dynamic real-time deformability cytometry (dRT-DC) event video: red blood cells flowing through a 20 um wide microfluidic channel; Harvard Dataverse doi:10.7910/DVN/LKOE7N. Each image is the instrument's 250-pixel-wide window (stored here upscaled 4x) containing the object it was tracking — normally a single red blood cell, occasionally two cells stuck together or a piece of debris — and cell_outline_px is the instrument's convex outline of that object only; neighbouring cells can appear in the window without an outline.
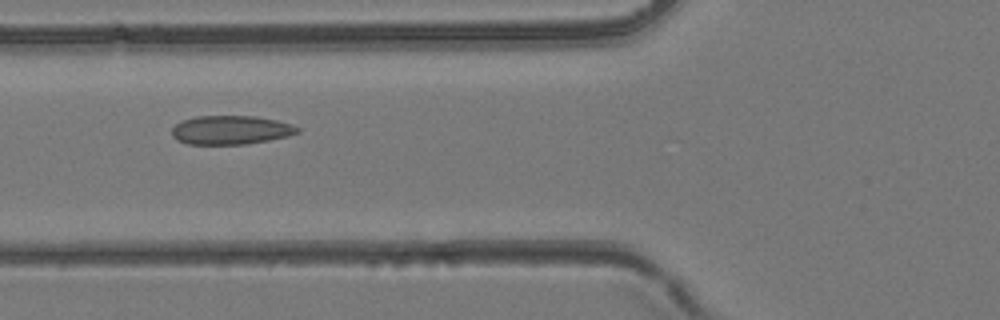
{"species": "common noctule bat (a hibernating species)", "species_latin": "Nyctalus noctula", "temperature_condition": "room temperature", "stored_images_in_passage": 45, "segment_of_instrument_passage": [1, 2], "camera_frame_rate_fps": 3000, "um_per_image_px": 0.085, "animal": {"sex": "female", "body_mass_g": 24.6, "forearm_length_mm": 56.2}, "frame": {"image": 1, "passage_image": 17, "time_ms": 5.333, "image_size_px": [1000, 320], "cell_outline_px": [[300, 132], [288, 136], [268, 140], [244, 144], [188, 144], [176, 140], [172, 136], [172, 128], [176, 124], [184, 120], [196, 116], [256, 116], [276, 120], [292, 124], [300, 128]], "centroid_in_image_um": [19.62, 11.05], "position_along_channel_um": 106.2, "area_um2": 21.1}}
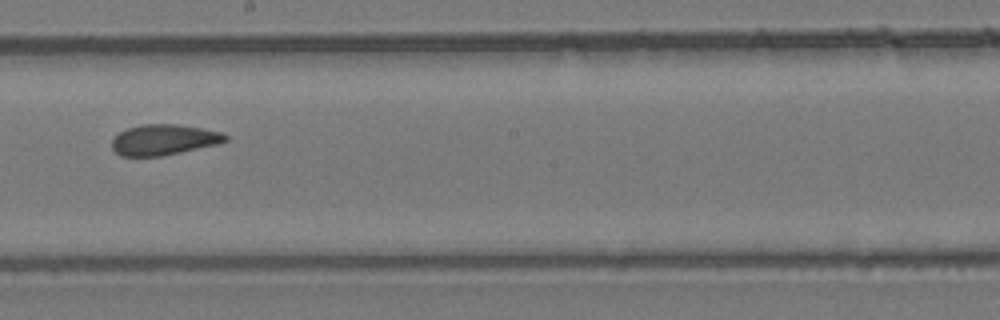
{"frame": {"image": 2, "passage_image": 25, "time_ms": 8.0, "image_size_px": [1000, 320], "cell_outline_px": [[228, 140], [220, 144], [160, 156], [120, 156], [112, 148], [112, 140], [120, 132], [128, 128], [140, 124], [176, 124], [200, 128], [220, 132], [228, 136]], "centroid_in_image_um": [13.93, 11.88], "position_along_channel_um": 234.3, "area_um2": 20.17}}
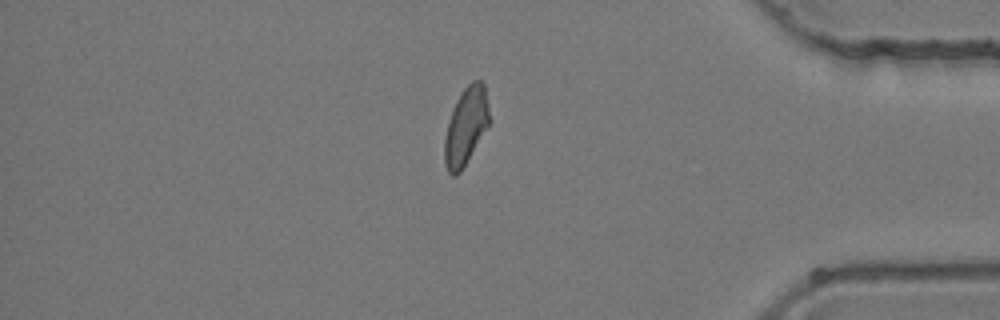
{"frame": {"image": 3, "passage_image": 37, "time_ms": 12.0, "image_size_px": [1000, 320], "cell_outline_px": [[492, 120], [460, 172], [456, 176], [452, 176], [448, 172], [444, 164], [444, 140], [448, 124], [456, 100], [464, 88], [472, 80], [480, 80], [484, 84]], "centroid_in_image_um": [39.62, 10.72], "position_along_channel_um": 395.6, "area_um2": 20.29}}